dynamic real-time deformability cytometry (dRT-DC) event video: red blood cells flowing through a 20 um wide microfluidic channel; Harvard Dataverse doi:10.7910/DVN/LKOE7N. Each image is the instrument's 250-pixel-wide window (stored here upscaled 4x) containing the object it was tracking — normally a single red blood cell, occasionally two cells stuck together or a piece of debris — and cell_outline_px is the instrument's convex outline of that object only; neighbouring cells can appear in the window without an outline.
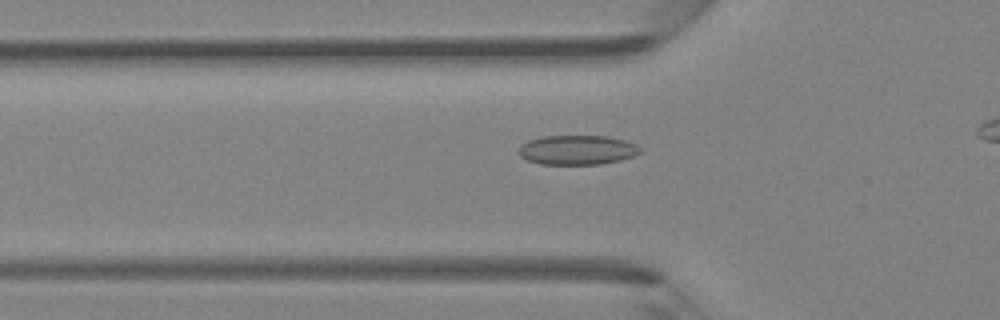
{"species": "Egyptian fruit bat (a non-hibernating species)", "species_latin": "Rousettus aegyptiacus", "temperature_condition": "room temperature", "stored_images_in_passage": 37, "camera_frame_rate_fps": 3000, "um_per_image_px": 0.085, "animal": {"sex": "female"}, "frame": {"image": 1, "passage_image": 11, "time_ms": 3.333, "image_size_px": [1000, 320], "cell_outline_px": [[644, 152], [620, 160], [600, 164], [540, 164], [528, 160], [520, 156], [520, 144], [528, 140], [544, 136], [608, 136], [624, 140], [636, 144]], "centroid_in_image_um": [49.08, 12.74], "position_along_channel_um": 76.7, "area_um2": 20.87}}
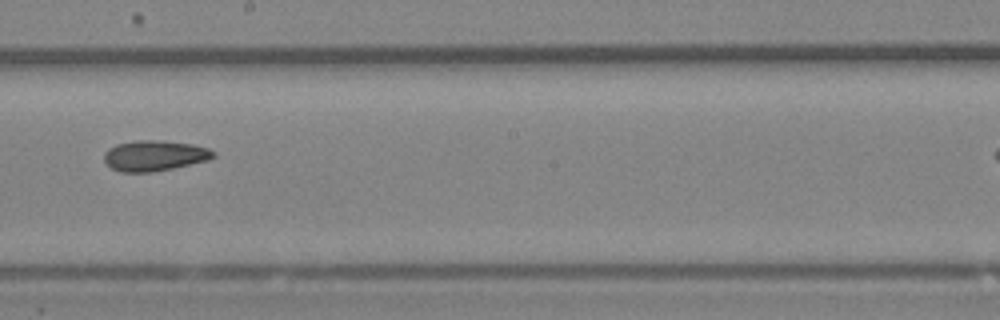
{"frame": {"image": 2, "passage_image": 22, "time_ms": 7.0, "image_size_px": [1000, 320], "cell_outline_px": [[216, 156], [208, 160], [172, 168], [152, 172], [120, 172], [112, 168], [104, 160], [104, 152], [108, 148], [116, 144], [136, 140], [156, 140], [192, 144], [208, 148], [216, 152]], "centroid_in_image_um": [13.12, 13.22], "position_along_channel_um": 235.1, "area_um2": 19.42}}
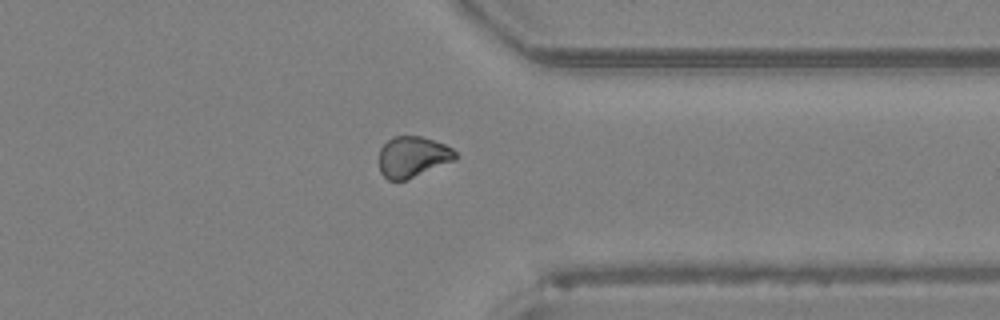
{"frame": {"image": 3, "passage_image": 32, "time_ms": 10.333, "image_size_px": [1000, 320], "cell_outline_px": [[456, 160], [404, 180], [388, 180], [380, 172], [380, 148], [392, 136], [420, 136], [444, 144], [452, 148], [456, 152]], "centroid_in_image_um": [35.07, 13.32], "position_along_channel_um": 376.3, "area_um2": 17.98}, "authors_computed_cell_mechanics": {"area_um2": 19.4208, "velocity_mm_per_s": 4.3262, "shape_relaxation_time_tau1_ms": null, "shape_relaxation_time_tau2_ms": 6.615, "deformation_change_tau1": null, "deformation_change_tau2": 0.1226}}